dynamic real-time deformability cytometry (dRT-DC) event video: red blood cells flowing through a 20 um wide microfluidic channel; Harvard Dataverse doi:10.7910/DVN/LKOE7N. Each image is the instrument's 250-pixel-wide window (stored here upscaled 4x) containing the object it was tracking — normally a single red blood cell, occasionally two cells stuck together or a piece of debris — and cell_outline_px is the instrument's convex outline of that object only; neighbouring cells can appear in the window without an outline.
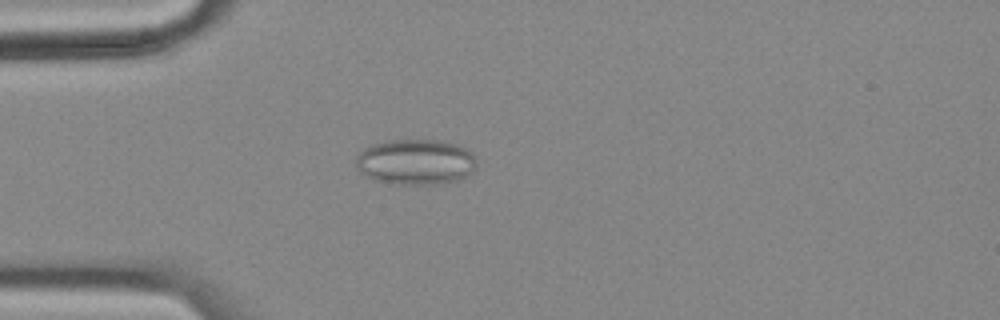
{"species": "common noctule bat (a hibernating species)", "species_latin": "Nyctalus noctula", "temperature_condition": "cold", "stored_images_in_passage": 48, "camera_frame_rate_fps": 3000, "um_per_image_px": 0.085, "animal": {"sex": "female", "body_mass_g": 18.4}, "frame": {"image": 1, "passage_image": 7, "time_ms": 2.0, "image_size_px": [1000, 320], "cell_outline_px": [[476, 168], [464, 180], [436, 184], [396, 184], [376, 180], [364, 176], [356, 168], [356, 156], [364, 148], [372, 144], [388, 140], [436, 140], [456, 144], [472, 152], [476, 156]], "centroid_in_image_um": [35.35, 13.77], "position_along_channel_um": 49.7, "area_um2": 32.48}}
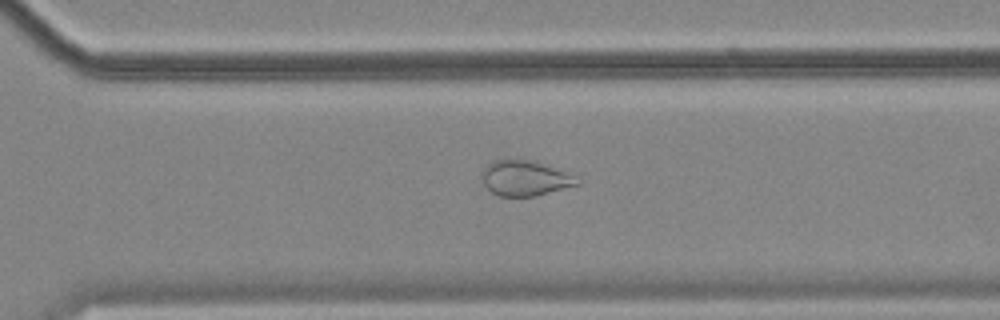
{"frame": {"image": 2, "passage_image": 31, "time_ms": 10.0, "image_size_px": [1000, 320], "cell_outline_px": [[580, 184], [536, 196], [500, 196], [492, 192], [484, 184], [480, 176], [480, 172], [492, 160], [508, 156], [512, 156], [536, 160], [576, 176]], "centroid_in_image_um": [44.58, 15.08], "position_along_channel_um": 326.0, "area_um2": 20.35}}
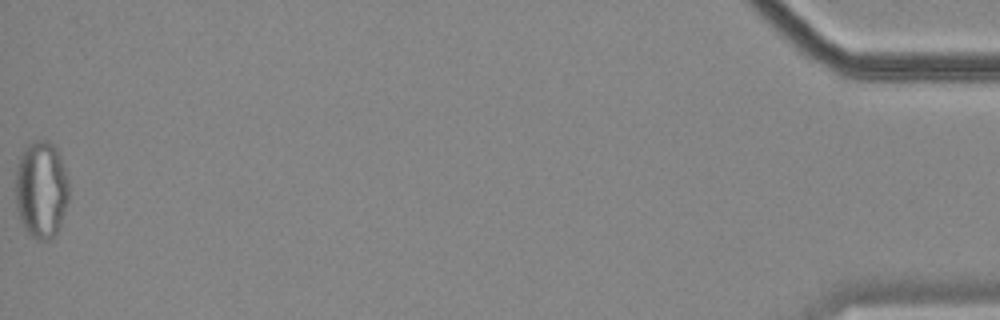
{"frame": {"image": 3, "passage_image": 48, "time_ms": 15.667, "image_size_px": [1000, 320], "cell_outline_px": [[68, 200], [60, 224], [52, 240], [36, 240], [24, 228], [20, 220], [16, 208], [16, 168], [20, 156], [24, 148], [32, 140], [48, 140], [56, 148], [60, 156], [68, 180]], "centroid_in_image_um": [3.49, 16.11], "position_along_channel_um": 431.7, "area_um2": 30.35}, "authors_computed_cell_mechanics": {"area_um2": 25.5476, "velocity_mm_per_s": 3.5985, "shape_relaxation_time_tau1_ms": null, "shape_relaxation_time_tau2_ms": 2.109, "deformation_change_tau1": null, "deformation_change_tau2": 0.0755}}